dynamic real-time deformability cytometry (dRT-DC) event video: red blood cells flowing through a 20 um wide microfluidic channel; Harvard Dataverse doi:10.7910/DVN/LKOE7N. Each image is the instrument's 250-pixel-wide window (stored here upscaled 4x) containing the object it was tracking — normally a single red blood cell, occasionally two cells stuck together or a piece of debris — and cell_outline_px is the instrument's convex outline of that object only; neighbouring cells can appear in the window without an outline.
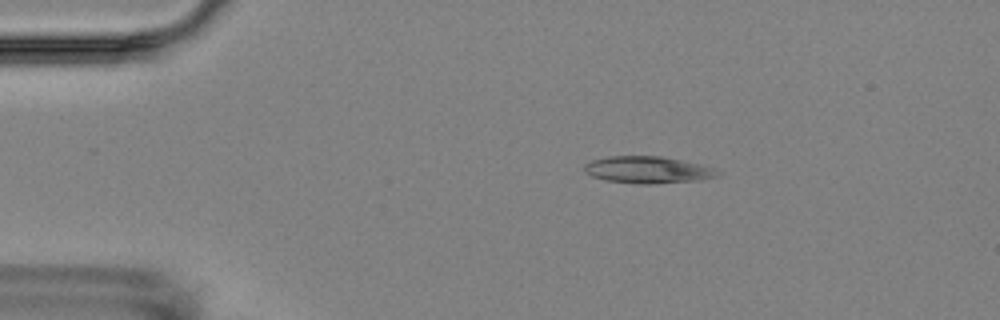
{"species": "Egyptian fruit bat (a non-hibernating species)", "species_latin": "Rousettus aegyptiacus", "temperature_condition": "room temperature", "stored_images_in_passage": 5, "camera_frame_rate_fps": 3000, "um_per_image_px": 0.085, "animal": {"sex": "female"}, "frame": {"image": 1, "passage_image": 3, "time_ms": 2.333, "image_size_px": [1000, 320], "cell_outline_px": [[720, 172], [716, 176], [700, 180], [652, 184], [640, 184], [604, 180], [592, 176], [584, 172], [584, 164], [592, 160], [608, 156], [660, 156], [700, 164], [716, 168]], "centroid_in_image_um": [55.04, 14.44], "position_along_channel_um": 30.0, "area_um2": 20.92}}
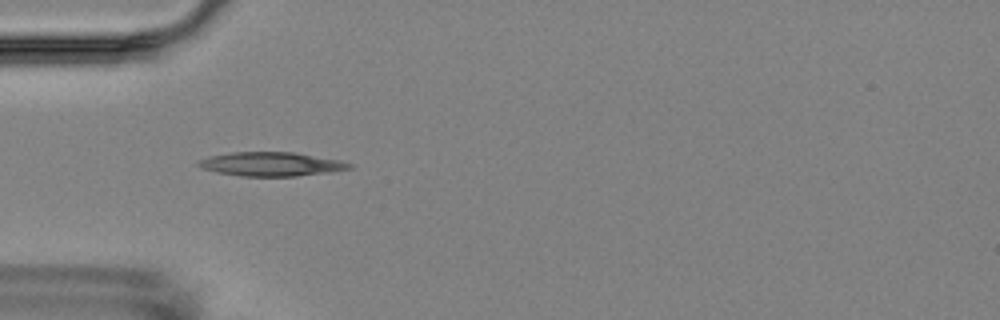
{"frame": {"image": 2, "passage_image": 5, "time_ms": 4.667, "image_size_px": [1000, 320], "cell_outline_px": [[352, 168], [328, 172], [296, 176], [240, 176], [216, 172], [200, 168], [196, 164], [200, 160], [208, 156], [232, 152], [296, 152], [340, 160], [352, 164]], "centroid_in_image_um": [23.02, 13.94], "position_along_channel_um": 62.0, "area_um2": 21.1}}